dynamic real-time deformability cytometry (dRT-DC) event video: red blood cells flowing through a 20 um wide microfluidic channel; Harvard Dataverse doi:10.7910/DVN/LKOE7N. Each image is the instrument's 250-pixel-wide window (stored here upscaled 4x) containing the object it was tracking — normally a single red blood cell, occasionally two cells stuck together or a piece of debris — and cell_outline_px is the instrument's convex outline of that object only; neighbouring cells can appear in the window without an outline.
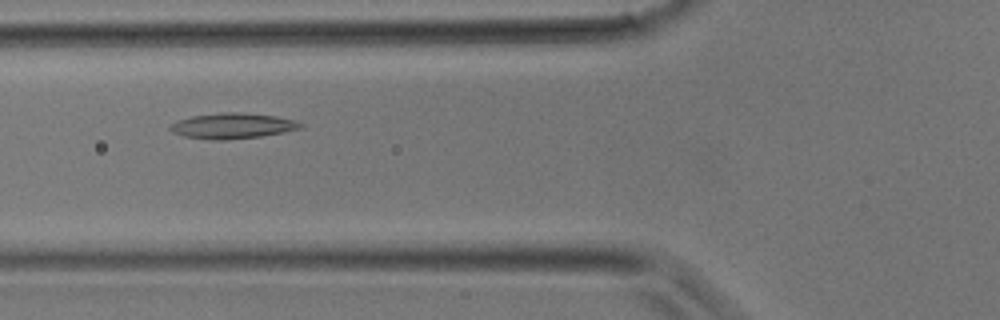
{"species": "common noctule bat (a hibernating species)", "species_latin": "Nyctalus noctula", "temperature_condition": "room temperature", "stored_images_in_passage": 30, "camera_frame_rate_fps": 3000, "um_per_image_px": 0.085, "animal": {"sex": "male", "body_mass_g": 17.9}, "frame": {"image": 1, "passage_image": 8, "time_ms": 2.333, "image_size_px": [1000, 320], "cell_outline_px": [[304, 124], [300, 128], [284, 132], [260, 136], [224, 140], [212, 140], [184, 136], [172, 132], [168, 128], [172, 124], [180, 120], [192, 116], [220, 112], [240, 112], [276, 116], [296, 120]], "centroid_in_image_um": [19.78, 10.69], "position_along_channel_um": 106.0, "area_um2": 19.31}}
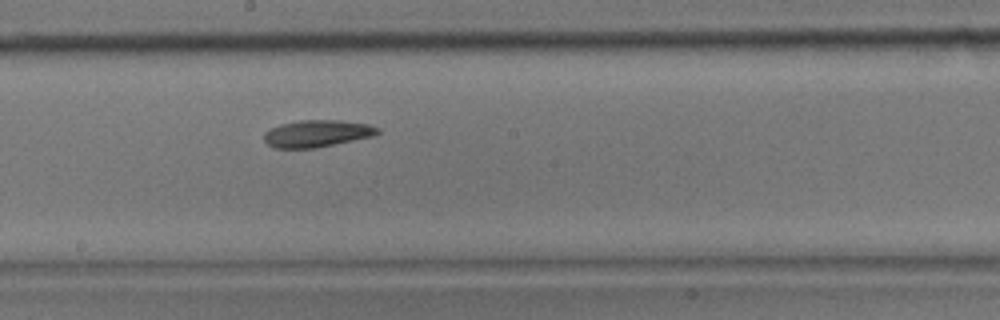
{"frame": {"image": 2, "passage_image": 14, "time_ms": 4.333, "image_size_px": [1000, 320], "cell_outline_px": [[380, 132], [376, 136], [316, 148], [272, 148], [264, 140], [264, 132], [280, 124], [300, 120], [340, 120], [368, 124], [380, 128]], "centroid_in_image_um": [26.98, 11.35], "position_along_channel_um": 221.2, "area_um2": 18.09}}
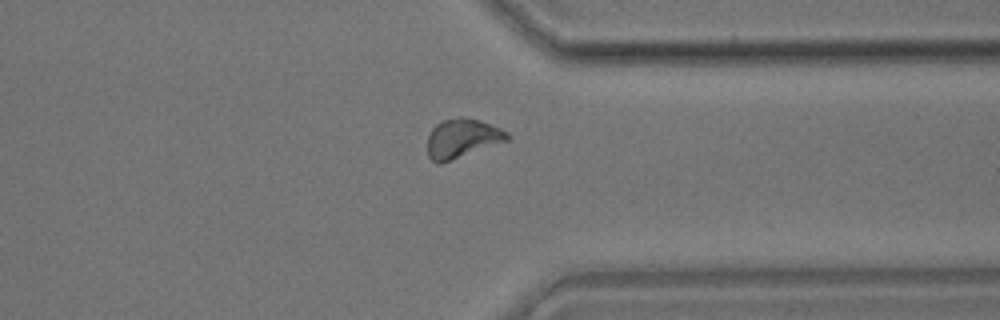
{"frame": {"image": 3, "passage_image": 22, "time_ms": 7.0, "image_size_px": [1000, 320], "cell_outline_px": [[512, 136], [508, 140], [440, 164], [436, 164], [428, 156], [428, 136], [432, 128], [436, 124], [444, 120], [460, 116], [476, 120], [500, 128], [508, 132]], "centroid_in_image_um": [39.27, 11.77], "position_along_channel_um": 372.1, "area_um2": 17.98}}